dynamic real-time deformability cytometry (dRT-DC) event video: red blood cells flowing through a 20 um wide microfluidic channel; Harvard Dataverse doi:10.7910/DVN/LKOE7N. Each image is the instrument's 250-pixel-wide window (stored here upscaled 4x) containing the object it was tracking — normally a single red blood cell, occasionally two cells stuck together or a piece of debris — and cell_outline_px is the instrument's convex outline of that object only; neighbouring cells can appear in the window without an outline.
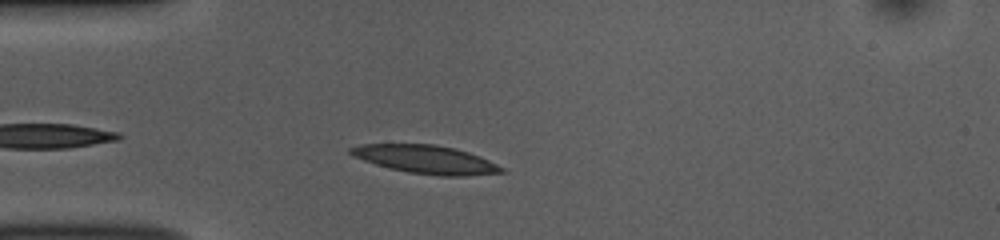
{"species": "common noctule bat (a hibernating species)", "species_latin": "Nyctalus noctula", "temperature_condition": "room temperature", "stored_images_in_passage": 40, "camera_frame_rate_fps": 3000, "um_per_image_px": 0.085, "animal": {"sex": "female", "body_mass_g": 10.0, "forearm_length_mm": 53.1}, "frame": {"image": 1, "passage_image": 4, "time_ms": 1.0, "image_size_px": [1000, 240], "cell_outline_px": [[508, 172], [464, 176], [440, 176], [408, 172], [376, 164], [352, 156], [348, 152], [348, 148], [360, 144], [432, 144], [456, 148], [480, 156], [504, 168]], "centroid_in_image_um": [36.21, 13.55], "position_along_channel_um": 48.8, "area_um2": 24.85}}
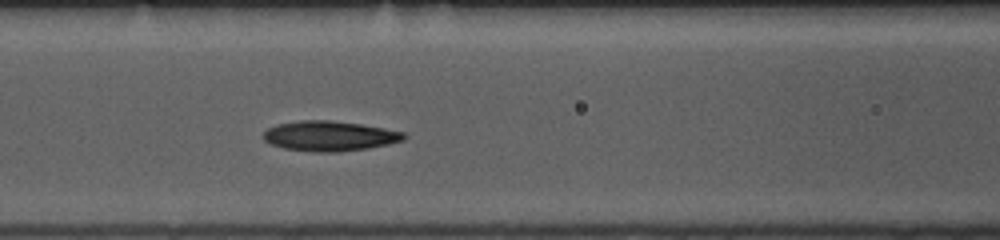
{"frame": {"image": 2, "passage_image": 12, "time_ms": 3.667, "image_size_px": [1000, 240], "cell_outline_px": [[408, 136], [404, 140], [388, 144], [368, 148], [336, 152], [316, 152], [284, 148], [272, 144], [264, 140], [264, 132], [268, 128], [280, 124], [300, 120], [328, 120], [360, 124], [384, 128], [404, 132]], "centroid_in_image_um": [28.05, 11.56], "position_along_channel_um": 138.6, "area_um2": 24.39}}
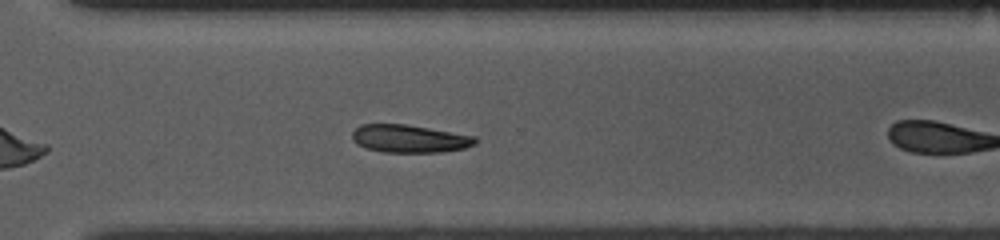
{"frame": {"image": 3, "passage_image": 24, "time_ms": 7.667, "image_size_px": [1000, 240], "cell_outline_px": [[476, 144], [464, 148], [444, 152], [384, 152], [368, 148], [356, 144], [352, 140], [352, 132], [360, 124], [404, 124], [476, 136]], "centroid_in_image_um": [34.79, 11.79], "position_along_channel_um": 335.8, "area_um2": 19.88}, "authors_computed_cell_mechanics": {"area_um2": 22.9755, "velocity_mm_per_s": 3.8236, "shape_relaxation_time_tau1_ms": 2.8249, "shape_relaxation_time_tau2_ms": 3.0498, "deformation_change_tau1": 0.1111, "deformation_change_tau2": 0.0664}}